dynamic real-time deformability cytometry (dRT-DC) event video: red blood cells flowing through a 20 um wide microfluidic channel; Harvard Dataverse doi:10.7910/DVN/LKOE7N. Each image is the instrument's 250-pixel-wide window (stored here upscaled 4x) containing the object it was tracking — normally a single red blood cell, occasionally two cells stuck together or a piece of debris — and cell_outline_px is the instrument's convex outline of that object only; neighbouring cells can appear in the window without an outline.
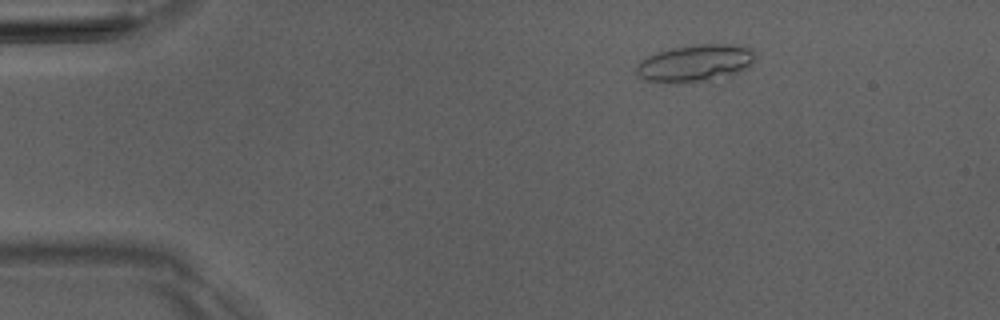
{"species": "Egyptian fruit bat (a non-hibernating species)", "species_latin": "Rousettus aegyptiacus", "temperature_condition": "room temperature", "stored_images_in_passage": 4, "camera_frame_rate_fps": 3000, "um_per_image_px": 0.085, "animal": {"sex": "male"}, "frame": {"image": 1, "passage_image": 2, "time_ms": 2.0, "image_size_px": [1000, 320], "cell_outline_px": [[756, 60], [748, 68], [728, 76], [708, 80], [680, 84], [668, 84], [644, 80], [636, 72], [636, 64], [640, 60], [648, 56], [672, 48], [696, 44], [728, 44], [752, 48], [756, 52]], "centroid_in_image_um": [59.11, 5.38], "position_along_channel_um": 25.9, "area_um2": 26.13}}